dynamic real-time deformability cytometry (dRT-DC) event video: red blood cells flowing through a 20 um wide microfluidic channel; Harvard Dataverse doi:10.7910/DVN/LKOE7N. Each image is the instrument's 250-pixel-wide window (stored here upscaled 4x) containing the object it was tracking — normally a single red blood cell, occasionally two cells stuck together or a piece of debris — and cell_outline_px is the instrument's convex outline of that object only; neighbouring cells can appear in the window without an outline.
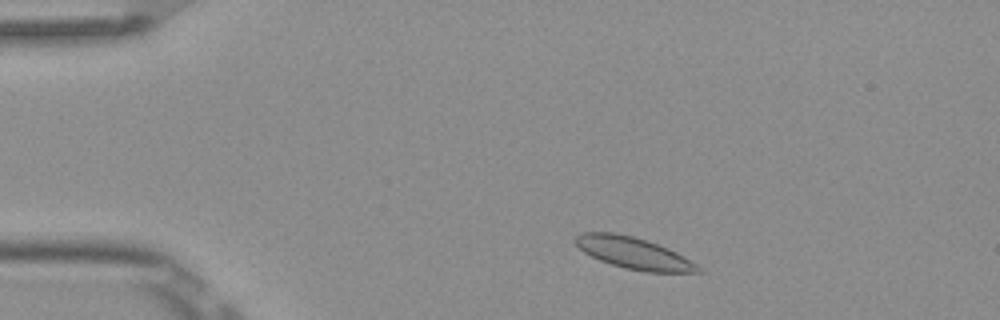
{"species": "Egyptian fruit bat (a non-hibernating species)", "species_latin": "Rousettus aegyptiacus", "temperature_condition": "room temperature", "stored_images_in_passage": 5, "camera_frame_rate_fps": 3000, "um_per_image_px": 0.085, "frame": {"image": 1, "passage_image": 2, "time_ms": 0.333, "image_size_px": [1000, 320], "cell_outline_px": [[704, 272], [644, 272], [624, 268], [600, 260], [584, 252], [572, 240], [580, 232], [616, 232], [632, 236], [668, 248], [684, 256], [696, 264]], "centroid_in_image_um": [53.83, 21.51], "position_along_channel_um": 31.2, "area_um2": 22.48}}
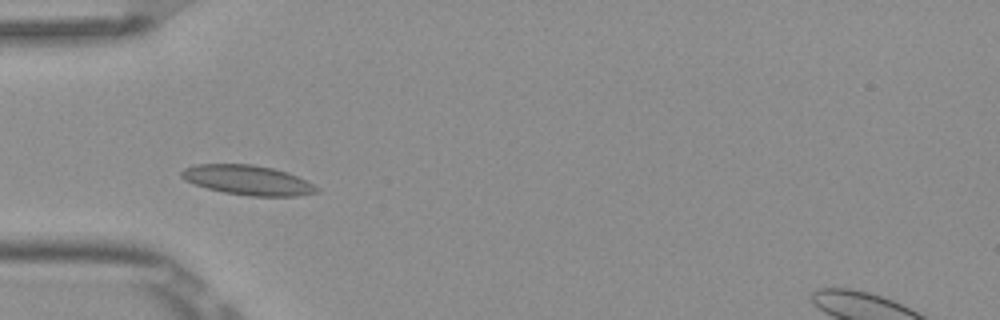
{"frame": {"image": 2, "passage_image": 4, "time_ms": 1.0, "image_size_px": [1000, 320], "cell_outline_px": [[320, 192], [296, 196], [248, 196], [224, 192], [208, 188], [184, 180], [180, 176], [180, 172], [184, 168], [196, 164], [252, 164], [272, 168], [288, 172], [320, 188]], "centroid_in_image_um": [21.06, 15.31], "position_along_channel_um": 63.9, "area_um2": 23.35}}
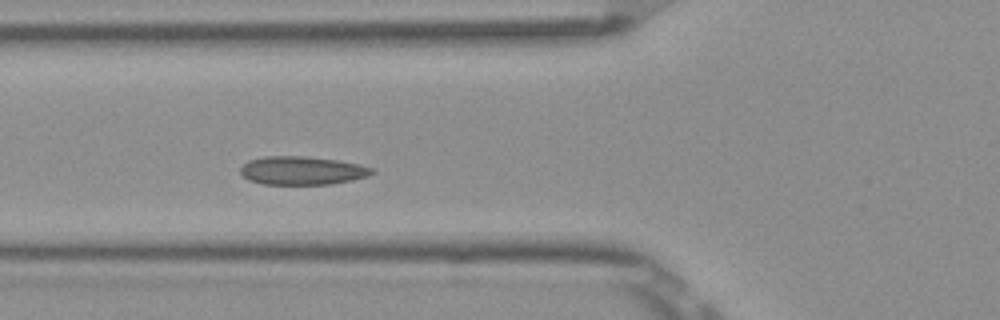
{"frame": {"image": 3, "passage_image": 5, "time_ms": 1.333, "image_size_px": [1000, 320], "cell_outline_px": [[376, 172], [368, 176], [352, 180], [332, 184], [264, 184], [248, 180], [240, 172], [240, 168], [248, 160], [264, 156], [304, 156], [336, 160], [360, 164], [372, 168]], "centroid_in_image_um": [25.68, 14.49], "position_along_channel_um": 100.1, "area_um2": 21.79}}